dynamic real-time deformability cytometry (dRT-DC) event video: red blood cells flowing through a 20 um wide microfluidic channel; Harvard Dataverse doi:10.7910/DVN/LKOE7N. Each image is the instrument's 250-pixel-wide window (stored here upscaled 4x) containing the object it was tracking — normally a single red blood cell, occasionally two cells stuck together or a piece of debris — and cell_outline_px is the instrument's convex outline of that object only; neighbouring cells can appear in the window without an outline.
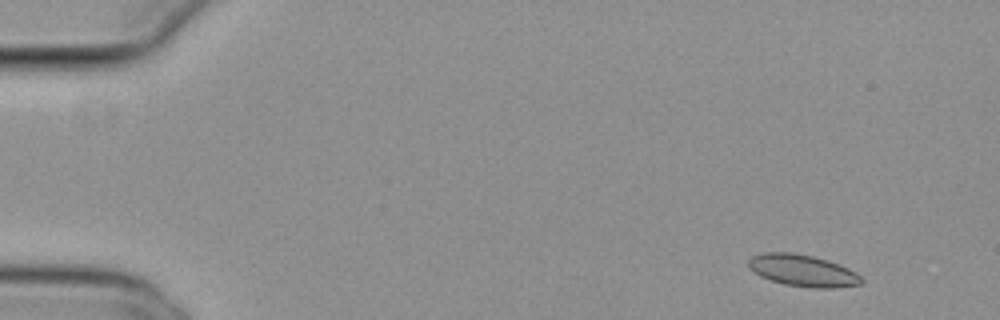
{"species": "common noctule bat (a hibernating species)", "species_latin": "Nyctalus noctula", "temperature_condition": "cold", "stored_images_in_passage": 54, "camera_frame_rate_fps": 3000, "um_per_image_px": 0.085, "animal": {"sex": "female", "body_mass_g": 29.2, "forearm_length_mm": 56.3}, "frame": {"image": 1, "passage_image": 4, "time_ms": 1.0, "image_size_px": [1000, 320], "cell_outline_px": [[864, 280], [860, 284], [836, 288], [808, 288], [784, 284], [760, 276], [748, 264], [748, 260], [752, 256], [764, 252], [792, 252], [812, 256], [828, 260], [840, 264], [856, 272]], "centroid_in_image_um": [68.27, 23.0], "position_along_channel_um": 16.7, "area_um2": 20.92}}
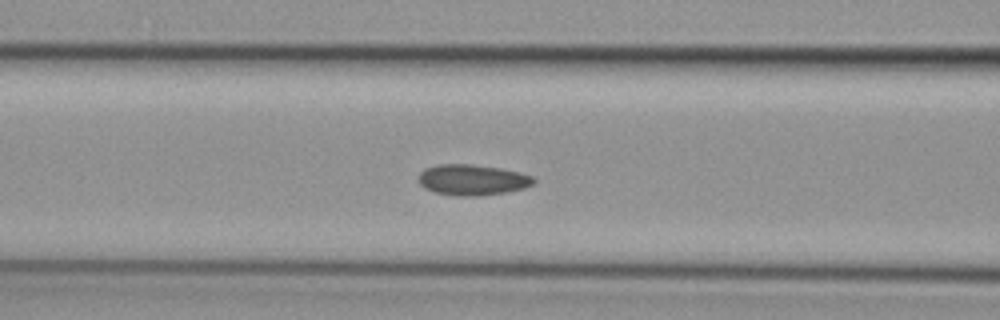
{"frame": {"image": 2, "passage_image": 22, "time_ms": 7.0, "image_size_px": [1000, 320], "cell_outline_px": [[536, 180], [532, 184], [524, 188], [504, 192], [480, 196], [460, 196], [436, 192], [424, 188], [420, 184], [416, 176], [424, 168], [436, 164], [472, 164], [500, 168], [520, 172], [532, 176]], "centroid_in_image_um": [40.11, 15.27], "position_along_channel_um": 126.5, "area_um2": 20.75}}
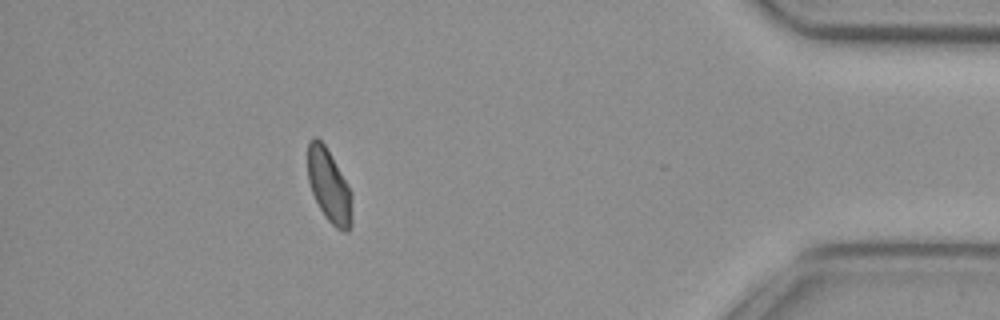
{"frame": {"image": 3, "passage_image": 48, "time_ms": 15.667, "image_size_px": [1000, 320], "cell_outline_px": [[352, 224], [348, 232], [344, 232], [336, 228], [324, 216], [312, 192], [308, 180], [308, 140], [312, 136], [316, 136], [324, 144], [352, 192]], "centroid_in_image_um": [27.98, 15.82], "position_along_channel_um": 407.2, "area_um2": 18.9}, "authors_computed_cell_mechanics": {"area_um2": 20.1144, "velocity_mm_per_s": 3.8138, "shape_relaxation_time_tau1_ms": null, "shape_relaxation_time_tau2_ms": 2.7582, "deformation_change_tau1": null, "deformation_change_tau2": 0.0816}}